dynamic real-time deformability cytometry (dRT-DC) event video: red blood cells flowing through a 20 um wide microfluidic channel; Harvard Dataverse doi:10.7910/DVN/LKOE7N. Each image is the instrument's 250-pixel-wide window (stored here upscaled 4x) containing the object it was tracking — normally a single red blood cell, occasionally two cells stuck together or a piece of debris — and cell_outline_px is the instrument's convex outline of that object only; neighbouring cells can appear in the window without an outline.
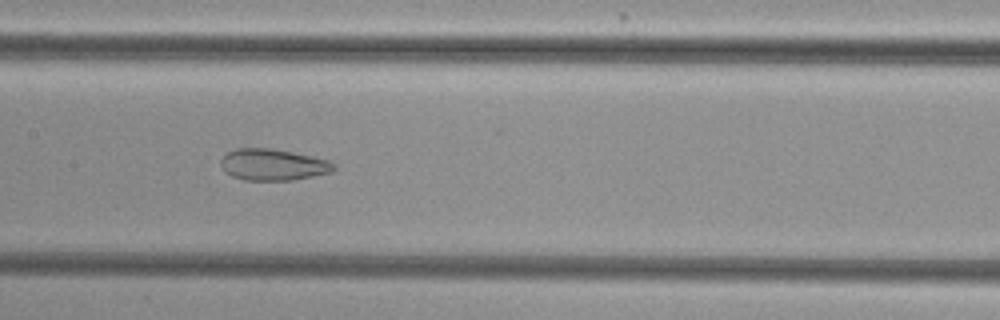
{"species": "common noctule bat (a hibernating species)", "species_latin": "Nyctalus noctula", "temperature_condition": "cold", "stored_images_in_passage": 49, "camera_frame_rate_fps": 3000, "um_per_image_px": 0.085, "animal": {"sex": "female", "body_mass_g": 29.2, "forearm_length_mm": 56.3}, "frame": {"image": 1, "passage_image": 22, "time_ms": 7.0, "image_size_px": [1000, 320], "cell_outline_px": [[336, 168], [332, 172], [292, 180], [244, 180], [232, 176], [220, 164], [220, 160], [228, 152], [236, 148], [272, 148], [312, 156], [328, 160], [336, 164]], "centroid_in_image_um": [23.23, 13.99], "position_along_channel_um": 184.2, "area_um2": 20.63}}
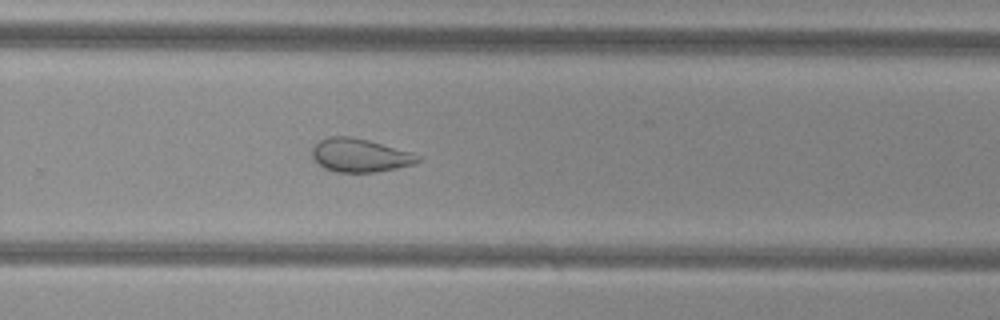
{"frame": {"image": 2, "passage_image": 31, "time_ms": 10.0, "image_size_px": [1000, 320], "cell_outline_px": [[420, 160], [412, 164], [396, 168], [376, 172], [336, 172], [324, 168], [312, 156], [312, 148], [320, 140], [328, 136], [352, 136], [368, 140], [412, 152], [420, 156]], "centroid_in_image_um": [30.58, 13.19], "position_along_channel_um": 299.2, "area_um2": 20.46}}
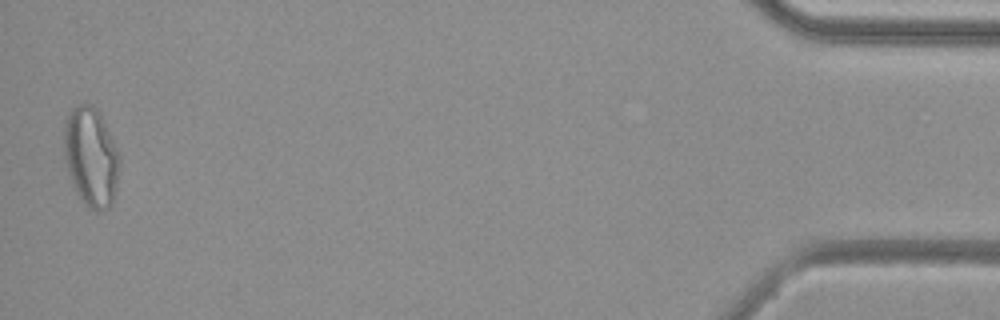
{"frame": {"image": 3, "passage_image": 48, "time_ms": 15.667, "image_size_px": [1000, 320], "cell_outline_px": [[120, 168], [116, 188], [112, 204], [108, 208], [100, 212], [96, 212], [88, 208], [84, 204], [76, 192], [72, 184], [68, 172], [64, 156], [64, 120], [72, 108], [80, 104], [92, 104], [96, 108], [120, 152]], "centroid_in_image_um": [7.74, 13.37], "position_along_channel_um": 427.5, "area_um2": 32.54}, "authors_computed_cell_mechanics": {"area_um2": 25.4898, "velocity_mm_per_s": 3.8422, "shape_relaxation_time_tau1_ms": null, "shape_relaxation_time_tau2_ms": 1.7257, "deformation_change_tau1": null, "deformation_change_tau2": 0.0842}}